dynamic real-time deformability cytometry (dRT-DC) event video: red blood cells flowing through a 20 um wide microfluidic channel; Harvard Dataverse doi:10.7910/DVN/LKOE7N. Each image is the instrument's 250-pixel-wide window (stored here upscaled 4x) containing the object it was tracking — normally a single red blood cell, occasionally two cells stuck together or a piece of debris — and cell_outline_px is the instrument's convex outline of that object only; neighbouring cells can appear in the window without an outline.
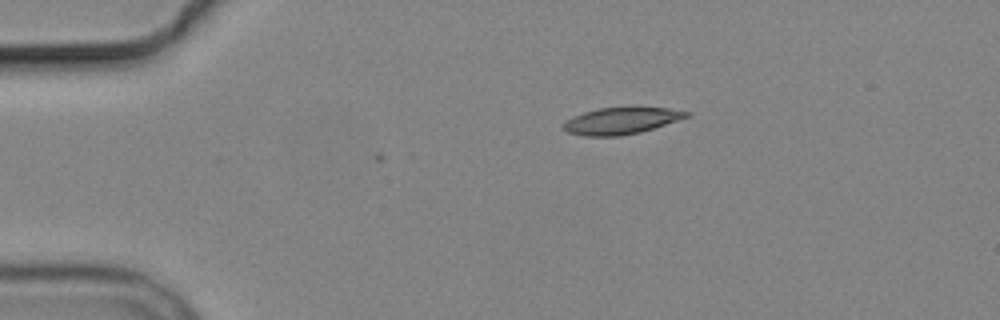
{"species": "common noctule bat (a hibernating species)", "species_latin": "Nyctalus noctula", "temperature_condition": "cold", "stored_images_in_passage": 4, "camera_frame_rate_fps": 3000, "um_per_image_px": 0.085, "animal": {"sex": "male", "body_mass_g": 19.2, "forearm_length_mm": 51.8}, "frame": {"image": 1, "passage_image": 4, "time_ms": 3.333, "image_size_px": [1000, 320], "cell_outline_px": [[692, 116], [640, 132], [620, 136], [584, 136], [568, 132], [560, 128], [560, 124], [564, 120], [572, 116], [596, 108], [632, 104], [668, 108], [692, 112]], "centroid_in_image_um": [52.8, 10.21], "position_along_channel_um": 32.2, "area_um2": 20.35}}